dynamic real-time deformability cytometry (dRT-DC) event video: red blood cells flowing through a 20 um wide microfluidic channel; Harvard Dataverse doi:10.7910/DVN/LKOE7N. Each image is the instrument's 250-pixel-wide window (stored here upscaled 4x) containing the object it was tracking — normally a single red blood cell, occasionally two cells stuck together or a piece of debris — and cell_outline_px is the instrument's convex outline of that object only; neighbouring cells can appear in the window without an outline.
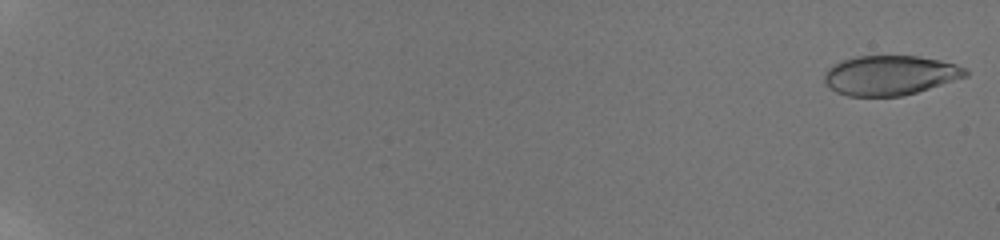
{"species": "human", "species_latin": "Homo sapiens", "temperature_condition": "room temperature", "stored_images_in_passage": 58, "camera_frame_rate_fps": 3000, "um_per_image_px": 0.085, "donor": {"sex": "male"}, "frame": {"image": 1, "passage_image": 1, "time_ms": 0.0, "image_size_px": [1000, 240], "cell_outline_px": [[968, 76], [916, 92], [900, 96], [848, 96], [836, 92], [824, 80], [824, 72], [832, 64], [840, 60], [856, 56], [916, 56], [940, 60], [956, 64], [968, 68]], "centroid_in_image_um": [75.65, 6.39], "position_along_channel_um": 9.3, "area_um2": 32.66}}
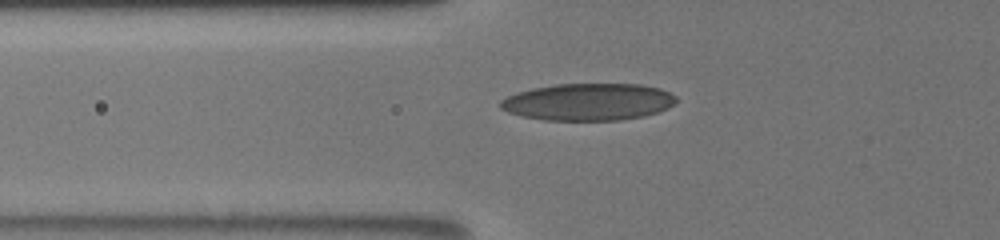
{"frame": {"image": 2, "passage_image": 25, "time_ms": 8.0, "image_size_px": [1000, 240], "cell_outline_px": [[676, 104], [660, 112], [644, 116], [620, 120], [544, 120], [520, 116], [508, 112], [500, 108], [500, 100], [516, 92], [532, 88], [556, 84], [640, 84], [660, 88], [676, 96]], "centroid_in_image_um": [50.01, 8.66], "position_along_channel_um": 75.8, "area_um2": 38.26}}
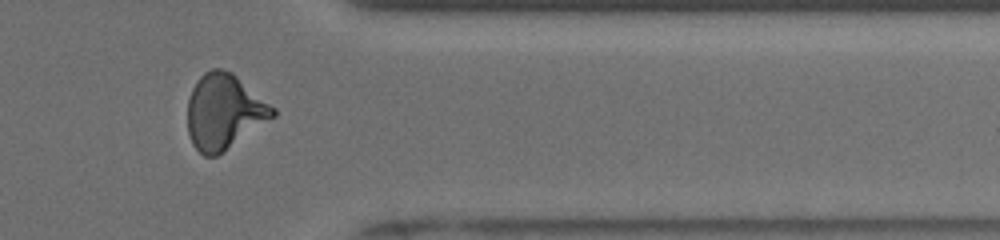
{"frame": {"image": 3, "passage_image": 50, "time_ms": 16.333, "image_size_px": [1000, 240], "cell_outline_px": [[276, 116], [216, 156], [204, 156], [192, 144], [188, 132], [188, 100], [192, 88], [196, 80], [204, 72], [212, 68], [220, 68], [232, 72], [276, 108]], "centroid_in_image_um": [19.05, 9.47], "position_along_channel_um": 392.4, "area_um2": 37.28}, "authors_computed_cell_mechanics": {"area_um2": 35.2291, "velocity_mm_per_s": 3.9032, "shape_relaxation_time_tau1_ms": 8.2307, "shape_relaxation_time_tau2_ms": 0.985, "deformation_change_tau1": 0.231, "deformation_change_tau2": 0.0784}}